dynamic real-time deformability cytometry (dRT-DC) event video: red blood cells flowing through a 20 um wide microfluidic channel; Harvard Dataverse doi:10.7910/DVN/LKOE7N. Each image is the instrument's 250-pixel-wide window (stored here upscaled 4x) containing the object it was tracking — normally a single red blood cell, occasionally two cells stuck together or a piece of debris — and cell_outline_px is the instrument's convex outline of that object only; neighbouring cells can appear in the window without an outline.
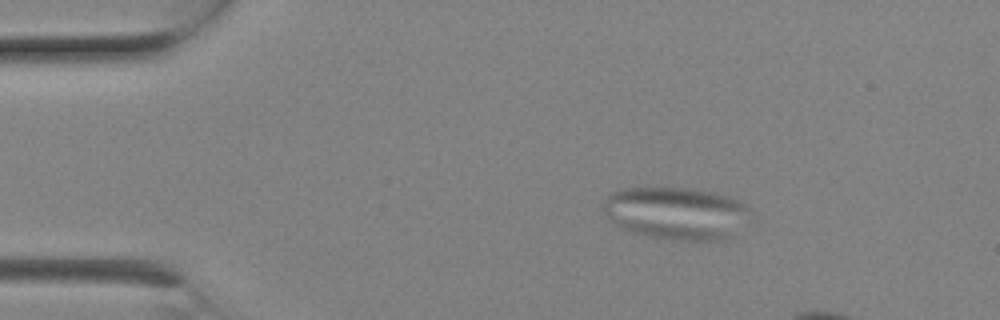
{"species": "Egyptian fruit bat (a non-hibernating species)", "species_latin": "Rousettus aegyptiacus", "temperature_condition": "room temperature", "stored_images_in_passage": 7, "camera_frame_rate_fps": 3000, "um_per_image_px": 0.085, "animal": {"sex": "female"}, "frame": {"image": 1, "passage_image": 4, "time_ms": 1.0, "image_size_px": [1000, 320], "cell_outline_px": [[748, 208], [732, 236], [724, 240], [676, 240], [648, 236], [632, 232], [624, 228], [612, 220], [604, 212], [604, 200], [608, 192], [624, 188], [688, 188], [712, 192], [728, 196], [744, 204]], "centroid_in_image_um": [57.39, 18.1], "position_along_channel_um": 27.6, "area_um2": 44.04}}